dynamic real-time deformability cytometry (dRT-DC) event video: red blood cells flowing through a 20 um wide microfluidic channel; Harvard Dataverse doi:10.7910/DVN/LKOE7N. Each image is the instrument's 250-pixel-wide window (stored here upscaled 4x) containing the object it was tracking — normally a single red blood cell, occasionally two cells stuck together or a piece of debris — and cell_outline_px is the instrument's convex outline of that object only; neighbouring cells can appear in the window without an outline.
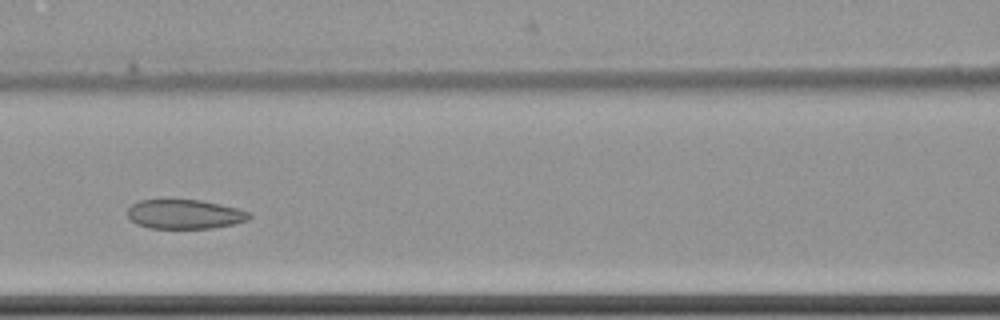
{"species": "common noctule bat (a hibernating species)", "species_latin": "Nyctalus noctula", "temperature_condition": "cold", "stored_images_in_passage": 5, "camera_frame_rate_fps": 3000, "um_per_image_px": 0.085, "animal": {"sex": "female", "body_mass_g": 22.7, "forearm_length_mm": 54.2}, "frame": {"image": 1, "passage_image": 5, "time_ms": 5.0, "image_size_px": [1000, 320], "cell_outline_px": [[252, 216], [248, 220], [232, 224], [212, 228], [148, 228], [136, 224], [128, 216], [128, 208], [132, 204], [140, 200], [200, 200], [220, 204], [236, 208], [248, 212]], "centroid_in_image_um": [15.68, 18.21], "position_along_channel_um": 150.9, "area_um2": 20.63}}